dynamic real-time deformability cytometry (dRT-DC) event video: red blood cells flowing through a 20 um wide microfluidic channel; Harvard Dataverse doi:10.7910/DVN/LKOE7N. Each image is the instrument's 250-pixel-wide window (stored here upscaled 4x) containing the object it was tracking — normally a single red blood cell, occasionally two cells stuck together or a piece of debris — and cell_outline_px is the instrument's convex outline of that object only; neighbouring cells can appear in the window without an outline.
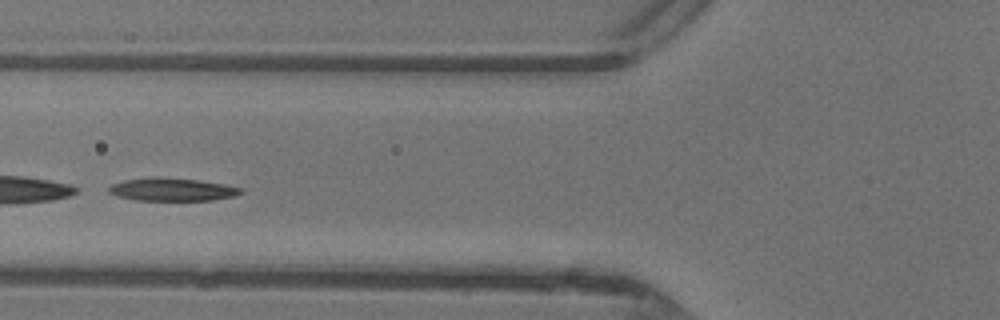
{"species": "common noctule bat (a hibernating species)", "species_latin": "Nyctalus noctula", "temperature_condition": "warm", "stored_images_in_passage": 41, "segment_of_instrument_passage": [2, 2], "camera_frame_rate_fps": 3000, "um_per_image_px": 0.085, "animal": {"sex": "female"}, "frame": {"image": 1, "passage_image": 13, "time_ms": 4.0, "image_size_px": [1000, 320], "cell_outline_px": [[244, 192], [232, 196], [212, 200], [136, 200], [120, 196], [108, 192], [108, 188], [112, 184], [124, 180], [152, 176], [160, 176], [196, 180], [224, 184], [244, 188]], "centroid_in_image_um": [14.63, 16.09], "position_along_channel_um": 111.2, "area_um2": 17.63}}
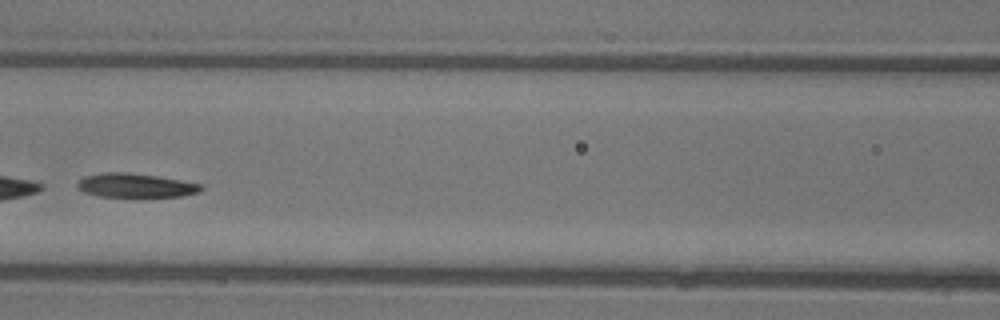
{"frame": {"image": 2, "passage_image": 16, "time_ms": 5.0, "image_size_px": [1000, 320], "cell_outline_px": [[204, 188], [200, 192], [180, 196], [100, 196], [84, 192], [76, 188], [76, 184], [84, 176], [104, 172], [128, 172], [156, 176], [204, 184]], "centroid_in_image_um": [11.53, 15.75], "position_along_channel_um": 155.1, "area_um2": 17.22}}
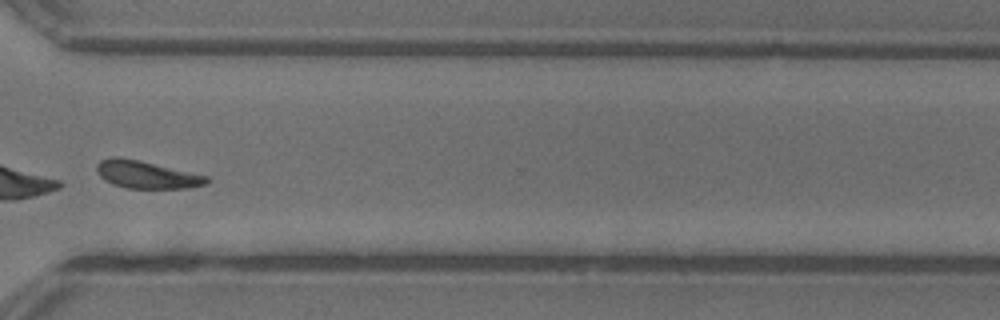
{"frame": {"image": 3, "passage_image": 30, "time_ms": 9.667, "image_size_px": [1000, 320], "cell_outline_px": [[212, 180], [208, 184], [188, 188], [124, 188], [112, 184], [104, 180], [96, 172], [96, 164], [100, 160], [112, 156], [116, 156], [140, 160], [208, 176]], "centroid_in_image_um": [12.45, 14.84], "position_along_channel_um": 358.2, "area_um2": 17.92}}